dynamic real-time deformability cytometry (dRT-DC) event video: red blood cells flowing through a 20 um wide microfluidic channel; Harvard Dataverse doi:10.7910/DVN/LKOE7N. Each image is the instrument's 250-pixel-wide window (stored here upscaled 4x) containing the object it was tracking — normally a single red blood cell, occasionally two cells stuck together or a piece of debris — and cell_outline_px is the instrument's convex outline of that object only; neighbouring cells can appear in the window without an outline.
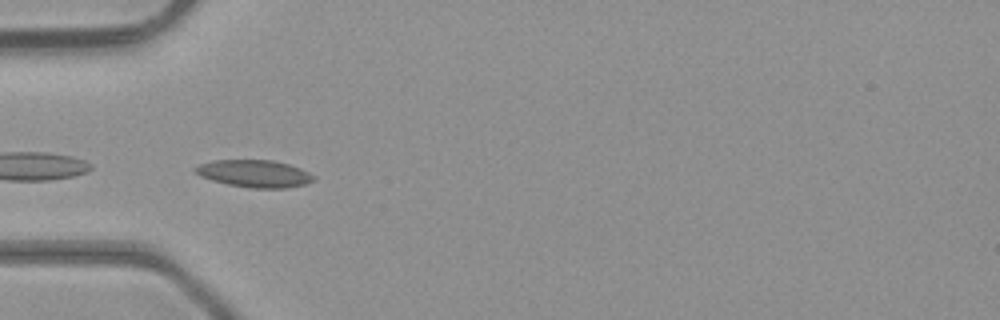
{"species": "common noctule bat (a hibernating species)", "species_latin": "Nyctalus noctula", "temperature_condition": "room temperature", "stored_images_in_passage": 35, "camera_frame_rate_fps": 3000, "um_per_image_px": 0.085, "animal": {"sex": "male", "body_mass_g": 23.1, "forearm_length_mm": 52.7}, "frame": {"image": 1, "passage_image": 3, "time_ms": 0.667, "image_size_px": [1000, 320], "cell_outline_px": [[316, 180], [304, 184], [288, 188], [252, 188], [228, 184], [212, 180], [200, 176], [192, 168], [200, 164], [212, 160], [272, 160], [288, 164], [300, 168], [316, 176]], "centroid_in_image_um": [21.64, 14.75], "position_along_channel_um": 63.4, "area_um2": 18.84}}
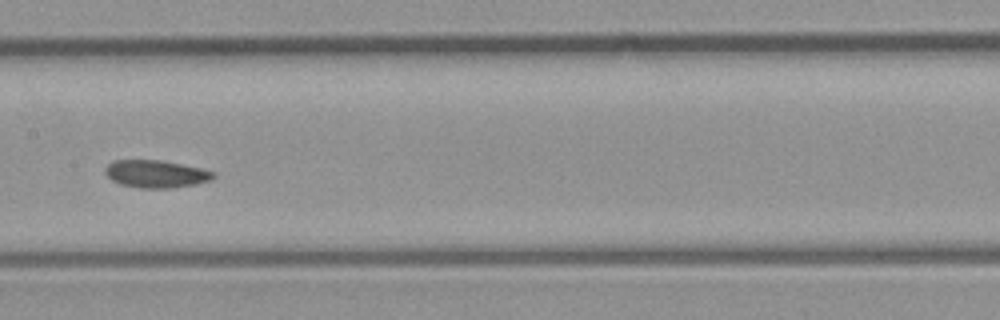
{"frame": {"image": 2, "passage_image": 12, "time_ms": 3.667, "image_size_px": [1000, 320], "cell_outline_px": [[216, 176], [208, 180], [192, 184], [172, 188], [140, 188], [120, 184], [112, 180], [104, 172], [104, 168], [112, 160], [160, 160], [200, 168], [212, 172]], "centroid_in_image_um": [13.18, 14.78], "position_along_channel_um": 194.2, "area_um2": 17.11}}
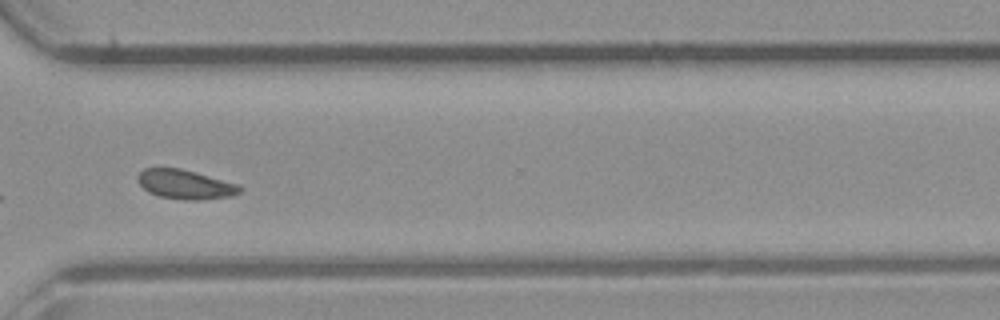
{"frame": {"image": 3, "passage_image": 23, "time_ms": 7.333, "image_size_px": [1000, 320], "cell_outline_px": [[244, 188], [240, 192], [232, 196], [204, 200], [188, 200], [160, 196], [148, 192], [136, 180], [136, 176], [144, 168], [180, 168], [196, 172], [240, 184]], "centroid_in_image_um": [15.78, 15.67], "position_along_channel_um": 354.8, "area_um2": 17.63}, "authors_computed_cell_mechanics": {"area_um2": 17.5712, "velocity_mm_per_s": 4.3921, "shape_relaxation_time_tau1_ms": 5.1141, "shape_relaxation_time_tau2_ms": 1.584, "deformation_change_tau1": 0.0915, "deformation_change_tau2": 0.0607}}